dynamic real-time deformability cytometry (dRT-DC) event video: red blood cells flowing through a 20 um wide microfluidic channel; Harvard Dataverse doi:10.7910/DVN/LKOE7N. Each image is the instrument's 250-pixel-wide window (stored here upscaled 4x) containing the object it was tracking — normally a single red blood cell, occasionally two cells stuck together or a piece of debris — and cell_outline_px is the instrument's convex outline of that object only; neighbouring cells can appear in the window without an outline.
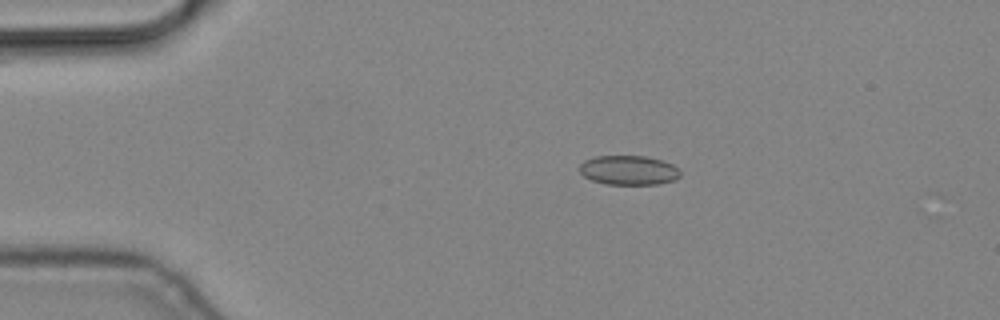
{"species": "common noctule bat (a hibernating species)", "species_latin": "Nyctalus noctula", "temperature_condition": "cold", "stored_images_in_passage": 5, "camera_frame_rate_fps": 3000, "um_per_image_px": 0.085, "animal": {"sex": "male", "body_mass_g": 19.2, "forearm_length_mm": 51.8}, "frame": {"image": 1, "passage_image": 3, "time_ms": 0.667, "image_size_px": [1000, 320], "cell_outline_px": [[680, 176], [676, 180], [660, 184], [604, 184], [592, 180], [584, 176], [580, 172], [580, 164], [584, 160], [596, 156], [644, 156], [660, 160], [672, 164], [680, 172]], "centroid_in_image_um": [53.43, 14.47], "position_along_channel_um": 31.6, "area_um2": 17.22}}
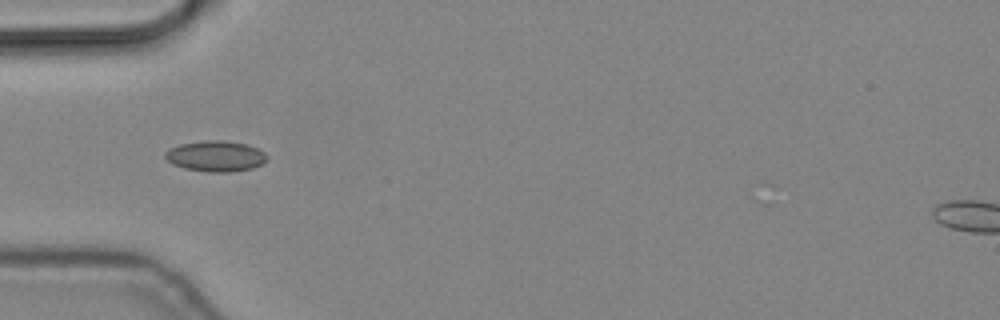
{"frame": {"image": 2, "passage_image": 5, "time_ms": 1.333, "image_size_px": [1000, 320], "cell_outline_px": [[268, 160], [252, 168], [228, 172], [208, 172], [184, 168], [172, 164], [164, 156], [164, 152], [168, 148], [180, 144], [204, 140], [220, 140], [248, 144], [264, 152], [268, 156]], "centroid_in_image_um": [18.31, 13.26], "position_along_channel_um": 66.7, "area_um2": 18.32}}